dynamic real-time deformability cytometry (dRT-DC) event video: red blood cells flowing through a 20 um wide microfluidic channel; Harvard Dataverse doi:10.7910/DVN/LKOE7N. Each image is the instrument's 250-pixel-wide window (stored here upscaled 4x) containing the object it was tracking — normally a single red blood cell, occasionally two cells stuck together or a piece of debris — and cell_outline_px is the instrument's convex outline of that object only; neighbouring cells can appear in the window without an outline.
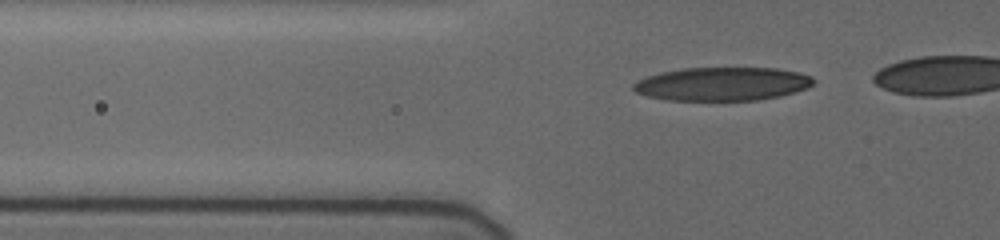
{"species": "human", "species_latin": "Homo sapiens", "temperature_condition": "cold", "stored_images_in_passage": 27, "camera_frame_rate_fps": 3000, "um_per_image_px": 0.085, "donor": {"sex": "female"}, "frame": {"image": 1, "passage_image": 4, "time_ms": 1.333, "image_size_px": [1000, 240], "cell_outline_px": [[816, 84], [808, 88], [780, 96], [756, 100], [668, 100], [648, 96], [636, 92], [632, 88], [632, 84], [636, 80], [660, 72], [684, 68], [776, 68], [800, 72], [812, 76], [816, 80]], "centroid_in_image_um": [61.43, 7.13], "position_along_channel_um": 64.4, "area_um2": 35.37}}
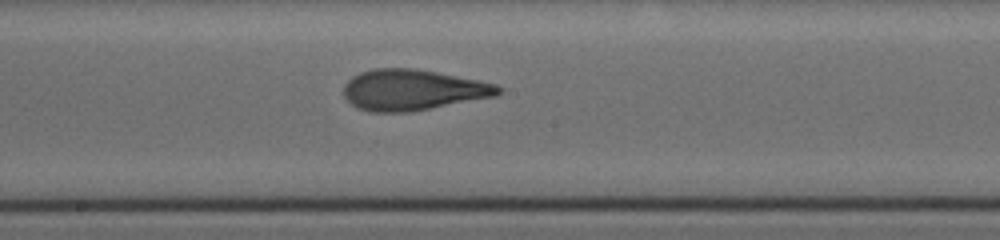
{"frame": {"image": 2, "passage_image": 14, "time_ms": 5.667, "image_size_px": [1000, 240], "cell_outline_px": [[504, 88], [496, 96], [408, 112], [368, 112], [356, 108], [344, 96], [344, 84], [352, 76], [360, 72], [376, 68], [416, 68], [496, 84]], "centroid_in_image_um": [35.05, 7.64], "position_along_channel_um": 213.2, "area_um2": 36.65}}
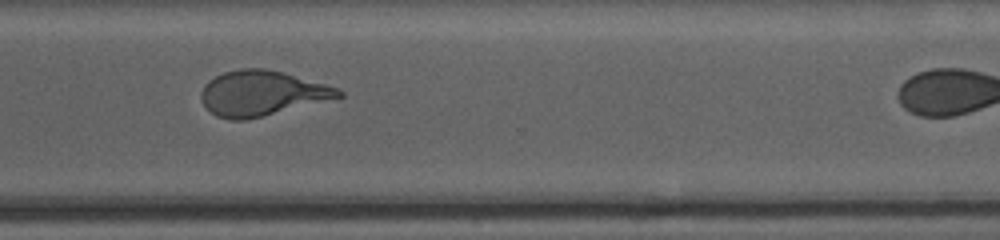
{"frame": {"image": 3, "passage_image": 24, "time_ms": 9.333, "image_size_px": [1000, 240], "cell_outline_px": [[344, 96], [244, 120], [232, 120], [216, 116], [200, 100], [200, 92], [204, 84], [208, 80], [224, 72], [240, 68], [264, 68], [284, 72], [324, 84], [336, 88], [344, 92]], "centroid_in_image_um": [22.2, 7.91], "position_along_channel_um": 348.4, "area_um2": 35.66}}